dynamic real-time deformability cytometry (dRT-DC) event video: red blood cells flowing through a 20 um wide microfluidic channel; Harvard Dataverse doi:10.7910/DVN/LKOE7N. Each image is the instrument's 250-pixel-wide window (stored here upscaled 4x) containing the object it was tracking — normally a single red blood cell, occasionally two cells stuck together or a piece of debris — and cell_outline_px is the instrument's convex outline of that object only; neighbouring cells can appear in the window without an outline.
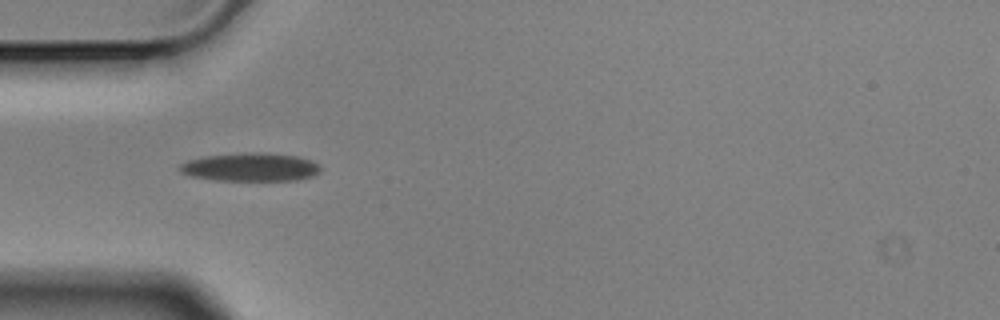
{"species": "Egyptian fruit bat (a non-hibernating species)", "species_latin": "Rousettus aegyptiacus", "temperature_condition": "cold", "stored_images_in_passage": 4, "camera_frame_rate_fps": 3000, "um_per_image_px": 0.085, "animal": {"sex": "male"}, "frame": {"image": 1, "passage_image": 3, "time_ms": 0.667, "image_size_px": [1000, 320], "cell_outline_px": [[320, 172], [312, 176], [296, 180], [216, 180], [192, 176], [180, 172], [176, 168], [180, 164], [188, 160], [204, 156], [244, 152], [260, 152], [300, 156], [312, 160], [320, 164]], "centroid_in_image_um": [21.3, 14.19], "position_along_channel_um": 63.7, "area_um2": 23.47}}
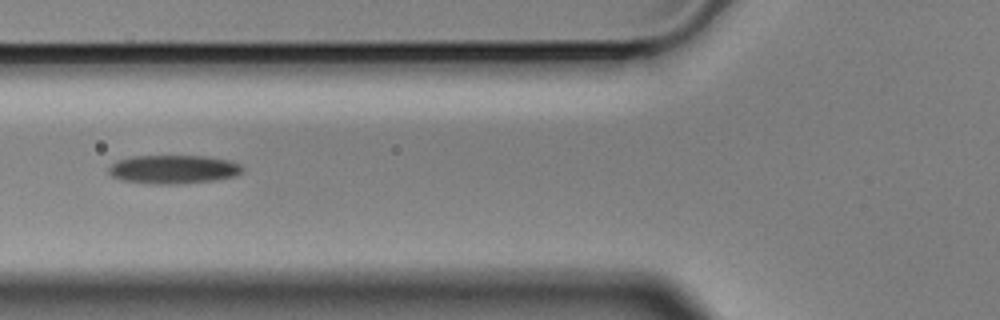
{"frame": {"image": 2, "passage_image": 4, "time_ms": 1.0, "image_size_px": [1000, 320], "cell_outline_px": [[244, 172], [236, 176], [212, 180], [176, 184], [156, 184], [124, 180], [112, 176], [108, 172], [108, 168], [116, 160], [132, 156], [208, 156], [228, 160], [240, 164], [244, 168]], "centroid_in_image_um": [14.76, 14.38], "position_along_channel_um": 111.0, "area_um2": 22.31}}